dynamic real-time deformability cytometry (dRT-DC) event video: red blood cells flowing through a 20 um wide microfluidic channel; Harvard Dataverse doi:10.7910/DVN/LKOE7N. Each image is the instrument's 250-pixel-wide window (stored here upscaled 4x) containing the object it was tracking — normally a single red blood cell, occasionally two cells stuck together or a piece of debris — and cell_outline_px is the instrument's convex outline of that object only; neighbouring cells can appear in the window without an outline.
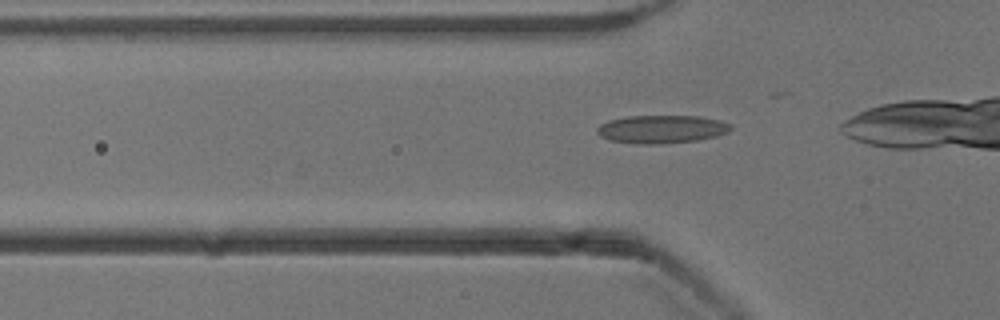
{"species": "common noctule bat (a hibernating species)", "species_latin": "Nyctalus noctula", "temperature_condition": "cold", "stored_images_in_passage": 8, "camera_frame_rate_fps": 3000, "um_per_image_px": 0.085, "animal": {"sex": "male", "body_mass_g": 13.3}, "frame": {"image": 1, "passage_image": 2, "time_ms": 0.333, "image_size_px": [1000, 320], "cell_outline_px": [[732, 128], [728, 132], [716, 136], [696, 140], [656, 144], [636, 144], [608, 140], [600, 136], [596, 132], [596, 128], [600, 124], [608, 120], [628, 116], [700, 116], [720, 120], [732, 124]], "centroid_in_image_um": [56.21, 10.97], "position_along_channel_um": 69.6, "area_um2": 22.02}}
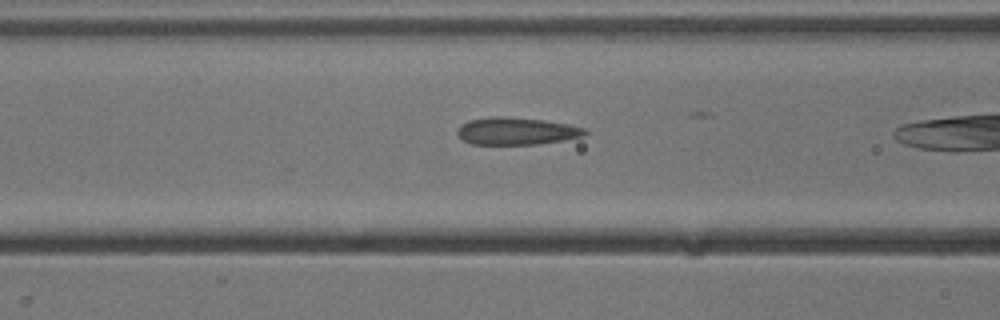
{"frame": {"image": 2, "passage_image": 6, "time_ms": 1.667, "image_size_px": [1000, 320], "cell_outline_px": [[588, 132], [584, 136], [564, 140], [536, 144], [472, 144], [464, 140], [456, 132], [460, 124], [468, 120], [492, 116], [504, 116], [544, 120], [568, 124], [588, 128]], "centroid_in_image_um": [43.92, 11.13], "position_along_channel_um": 122.7, "area_um2": 20.46}}